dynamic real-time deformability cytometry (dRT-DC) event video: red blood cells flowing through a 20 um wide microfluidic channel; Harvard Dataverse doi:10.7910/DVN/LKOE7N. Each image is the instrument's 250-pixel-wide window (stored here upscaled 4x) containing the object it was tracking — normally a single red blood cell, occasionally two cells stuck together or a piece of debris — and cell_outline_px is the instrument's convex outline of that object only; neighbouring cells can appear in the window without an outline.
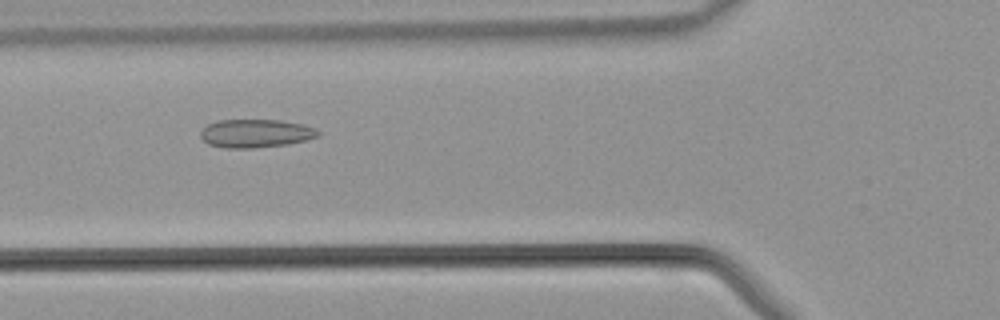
{"species": "common noctule bat (a hibernating species)", "species_latin": "Nyctalus noctula", "temperature_condition": "warm", "stored_images_in_passage": 35, "camera_frame_rate_fps": 3000, "um_per_image_px": 0.085, "animal": {"sex": "male", "body_mass_g": 21.5, "forearm_length_mm": 52.0}, "frame": {"image": 1, "passage_image": 8, "time_ms": 2.333, "image_size_px": [1000, 320], "cell_outline_px": [[320, 136], [288, 144], [252, 148], [224, 148], [208, 144], [200, 136], [200, 132], [208, 124], [216, 120], [280, 120], [304, 124], [316, 128], [320, 132]], "centroid_in_image_um": [21.74, 11.33], "position_along_channel_um": 104.1, "area_um2": 19.48}}
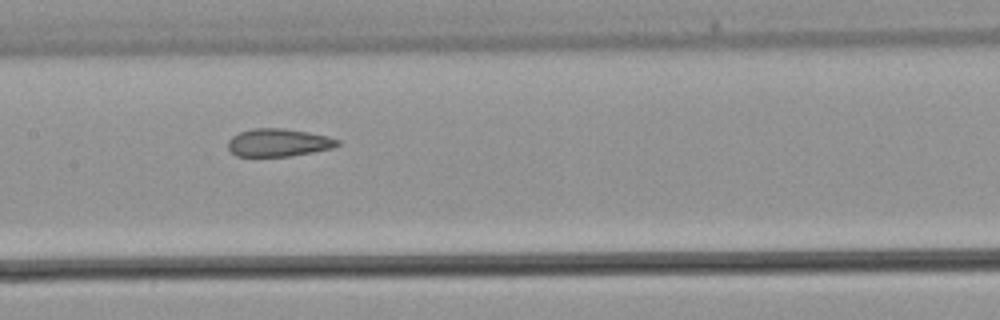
{"frame": {"image": 2, "passage_image": 13, "time_ms": 4.0, "image_size_px": [1000, 320], "cell_outline_px": [[340, 144], [332, 148], [312, 152], [288, 156], [236, 156], [228, 148], [228, 140], [232, 136], [240, 132], [252, 128], [284, 128], [308, 132], [328, 136], [340, 140]], "centroid_in_image_um": [23.67, 12.11], "position_along_channel_um": 183.7, "area_um2": 17.74}}
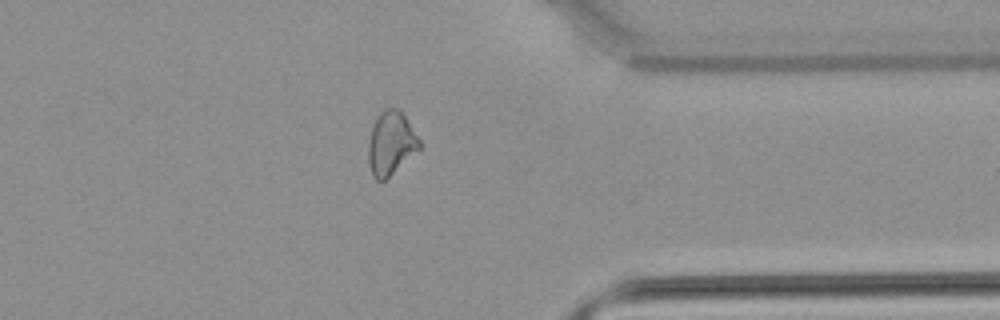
{"frame": {"image": 3, "passage_image": 26, "time_ms": 8.333, "image_size_px": [1000, 320], "cell_outline_px": [[420, 148], [384, 180], [376, 180], [372, 176], [368, 160], [368, 144], [372, 128], [380, 112], [384, 108], [400, 108], [420, 140]], "centroid_in_image_um": [33.22, 12.15], "position_along_channel_um": 378.2, "area_um2": 18.61}}